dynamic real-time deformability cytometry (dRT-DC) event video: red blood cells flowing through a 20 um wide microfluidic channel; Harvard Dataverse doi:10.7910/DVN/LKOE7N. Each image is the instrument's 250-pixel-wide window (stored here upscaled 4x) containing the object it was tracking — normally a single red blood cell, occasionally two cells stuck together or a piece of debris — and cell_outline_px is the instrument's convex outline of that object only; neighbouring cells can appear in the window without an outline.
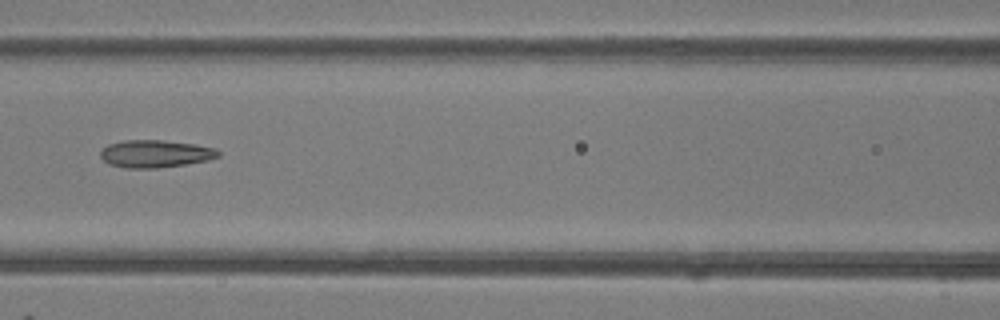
{"species": "common noctule bat (a hibernating species)", "species_latin": "Nyctalus noctula", "temperature_condition": "room temperature", "stored_images_in_passage": 17, "camera_frame_rate_fps": 3000, "um_per_image_px": 0.085, "animal": {"sex": "female"}, "frame": {"image": 1, "passage_image": 8, "time_ms": 2.333, "image_size_px": [1000, 320], "cell_outline_px": [[220, 156], [208, 160], [184, 164], [156, 168], [128, 168], [112, 164], [104, 160], [100, 156], [100, 152], [108, 144], [124, 140], [160, 140], [196, 144], [216, 148], [220, 152]], "centroid_in_image_um": [13.24, 13.06], "position_along_channel_um": 153.4, "area_um2": 18.73}}